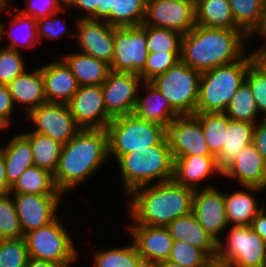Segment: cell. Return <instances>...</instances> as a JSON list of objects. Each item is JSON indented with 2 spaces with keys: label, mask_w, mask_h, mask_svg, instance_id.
<instances>
[{
  "label": "cell",
  "mask_w": 266,
  "mask_h": 267,
  "mask_svg": "<svg viewBox=\"0 0 266 267\" xmlns=\"http://www.w3.org/2000/svg\"><path fill=\"white\" fill-rule=\"evenodd\" d=\"M246 41L240 29L195 25L182 36L181 61L203 73L240 60L247 52Z\"/></svg>",
  "instance_id": "1"
},
{
  "label": "cell",
  "mask_w": 266,
  "mask_h": 267,
  "mask_svg": "<svg viewBox=\"0 0 266 267\" xmlns=\"http://www.w3.org/2000/svg\"><path fill=\"white\" fill-rule=\"evenodd\" d=\"M108 158L106 129H81L62 146L58 166L53 174L56 187L63 195L74 190L96 173Z\"/></svg>",
  "instance_id": "2"
},
{
  "label": "cell",
  "mask_w": 266,
  "mask_h": 267,
  "mask_svg": "<svg viewBox=\"0 0 266 267\" xmlns=\"http://www.w3.org/2000/svg\"><path fill=\"white\" fill-rule=\"evenodd\" d=\"M194 189L174 180L144 185L134 189L127 198L133 224L166 227L174 219L192 212Z\"/></svg>",
  "instance_id": "3"
},
{
  "label": "cell",
  "mask_w": 266,
  "mask_h": 267,
  "mask_svg": "<svg viewBox=\"0 0 266 267\" xmlns=\"http://www.w3.org/2000/svg\"><path fill=\"white\" fill-rule=\"evenodd\" d=\"M117 163L126 196L138 187L173 180L174 160L167 136L159 144L149 146V149L121 156Z\"/></svg>",
  "instance_id": "4"
},
{
  "label": "cell",
  "mask_w": 266,
  "mask_h": 267,
  "mask_svg": "<svg viewBox=\"0 0 266 267\" xmlns=\"http://www.w3.org/2000/svg\"><path fill=\"white\" fill-rule=\"evenodd\" d=\"M254 60L253 53H246L240 60L201 73L195 113L224 112L245 82L247 69Z\"/></svg>",
  "instance_id": "5"
},
{
  "label": "cell",
  "mask_w": 266,
  "mask_h": 267,
  "mask_svg": "<svg viewBox=\"0 0 266 267\" xmlns=\"http://www.w3.org/2000/svg\"><path fill=\"white\" fill-rule=\"evenodd\" d=\"M109 157L116 161L136 150L149 149L159 144L167 134V128L138 118L134 113L112 118L107 125Z\"/></svg>",
  "instance_id": "6"
},
{
  "label": "cell",
  "mask_w": 266,
  "mask_h": 267,
  "mask_svg": "<svg viewBox=\"0 0 266 267\" xmlns=\"http://www.w3.org/2000/svg\"><path fill=\"white\" fill-rule=\"evenodd\" d=\"M59 220L56 217L51 223L25 233L23 238L29 257L69 267L78 260V250Z\"/></svg>",
  "instance_id": "7"
},
{
  "label": "cell",
  "mask_w": 266,
  "mask_h": 267,
  "mask_svg": "<svg viewBox=\"0 0 266 267\" xmlns=\"http://www.w3.org/2000/svg\"><path fill=\"white\" fill-rule=\"evenodd\" d=\"M201 73L181 60L164 74L150 82L167 98L171 106L182 115H194L198 101Z\"/></svg>",
  "instance_id": "8"
},
{
  "label": "cell",
  "mask_w": 266,
  "mask_h": 267,
  "mask_svg": "<svg viewBox=\"0 0 266 267\" xmlns=\"http://www.w3.org/2000/svg\"><path fill=\"white\" fill-rule=\"evenodd\" d=\"M217 243L215 260L218 262L230 267L266 266V242L250 225H232L226 242L219 240Z\"/></svg>",
  "instance_id": "9"
},
{
  "label": "cell",
  "mask_w": 266,
  "mask_h": 267,
  "mask_svg": "<svg viewBox=\"0 0 266 267\" xmlns=\"http://www.w3.org/2000/svg\"><path fill=\"white\" fill-rule=\"evenodd\" d=\"M146 25L114 26V57L110 69L139 75L148 57Z\"/></svg>",
  "instance_id": "10"
},
{
  "label": "cell",
  "mask_w": 266,
  "mask_h": 267,
  "mask_svg": "<svg viewBox=\"0 0 266 267\" xmlns=\"http://www.w3.org/2000/svg\"><path fill=\"white\" fill-rule=\"evenodd\" d=\"M142 25L187 34L195 25V3L191 0H147Z\"/></svg>",
  "instance_id": "11"
},
{
  "label": "cell",
  "mask_w": 266,
  "mask_h": 267,
  "mask_svg": "<svg viewBox=\"0 0 266 267\" xmlns=\"http://www.w3.org/2000/svg\"><path fill=\"white\" fill-rule=\"evenodd\" d=\"M26 116L36 127L32 132L46 135L62 145L81 130L68 104L47 102L32 109Z\"/></svg>",
  "instance_id": "12"
},
{
  "label": "cell",
  "mask_w": 266,
  "mask_h": 267,
  "mask_svg": "<svg viewBox=\"0 0 266 267\" xmlns=\"http://www.w3.org/2000/svg\"><path fill=\"white\" fill-rule=\"evenodd\" d=\"M140 75L133 73L110 71L102 86L107 115L112 119L134 113Z\"/></svg>",
  "instance_id": "13"
},
{
  "label": "cell",
  "mask_w": 266,
  "mask_h": 267,
  "mask_svg": "<svg viewBox=\"0 0 266 267\" xmlns=\"http://www.w3.org/2000/svg\"><path fill=\"white\" fill-rule=\"evenodd\" d=\"M173 160L190 155L214 156L210 153L200 121L194 115L175 118L167 127Z\"/></svg>",
  "instance_id": "14"
},
{
  "label": "cell",
  "mask_w": 266,
  "mask_h": 267,
  "mask_svg": "<svg viewBox=\"0 0 266 267\" xmlns=\"http://www.w3.org/2000/svg\"><path fill=\"white\" fill-rule=\"evenodd\" d=\"M75 24L77 32H69L68 35L73 39L77 37L79 50L111 64L114 57V26L89 18L77 19Z\"/></svg>",
  "instance_id": "15"
},
{
  "label": "cell",
  "mask_w": 266,
  "mask_h": 267,
  "mask_svg": "<svg viewBox=\"0 0 266 267\" xmlns=\"http://www.w3.org/2000/svg\"><path fill=\"white\" fill-rule=\"evenodd\" d=\"M23 232L28 233L51 223L57 216L63 195L11 193Z\"/></svg>",
  "instance_id": "16"
},
{
  "label": "cell",
  "mask_w": 266,
  "mask_h": 267,
  "mask_svg": "<svg viewBox=\"0 0 266 267\" xmlns=\"http://www.w3.org/2000/svg\"><path fill=\"white\" fill-rule=\"evenodd\" d=\"M68 106L81 129H106L111 121L106 112L101 85L79 86Z\"/></svg>",
  "instance_id": "17"
},
{
  "label": "cell",
  "mask_w": 266,
  "mask_h": 267,
  "mask_svg": "<svg viewBox=\"0 0 266 267\" xmlns=\"http://www.w3.org/2000/svg\"><path fill=\"white\" fill-rule=\"evenodd\" d=\"M217 186L207 184L205 188L194 191L192 213L205 231L217 242L218 236L228 228L224 193Z\"/></svg>",
  "instance_id": "18"
},
{
  "label": "cell",
  "mask_w": 266,
  "mask_h": 267,
  "mask_svg": "<svg viewBox=\"0 0 266 267\" xmlns=\"http://www.w3.org/2000/svg\"><path fill=\"white\" fill-rule=\"evenodd\" d=\"M222 177L236 180L241 187L266 189V160L253 143L245 146L233 162L222 172Z\"/></svg>",
  "instance_id": "19"
},
{
  "label": "cell",
  "mask_w": 266,
  "mask_h": 267,
  "mask_svg": "<svg viewBox=\"0 0 266 267\" xmlns=\"http://www.w3.org/2000/svg\"><path fill=\"white\" fill-rule=\"evenodd\" d=\"M128 230L142 258L156 262L168 260L174 239L167 227L131 223Z\"/></svg>",
  "instance_id": "20"
},
{
  "label": "cell",
  "mask_w": 266,
  "mask_h": 267,
  "mask_svg": "<svg viewBox=\"0 0 266 267\" xmlns=\"http://www.w3.org/2000/svg\"><path fill=\"white\" fill-rule=\"evenodd\" d=\"M47 102L68 104L78 90V83L63 60L41 66Z\"/></svg>",
  "instance_id": "21"
},
{
  "label": "cell",
  "mask_w": 266,
  "mask_h": 267,
  "mask_svg": "<svg viewBox=\"0 0 266 267\" xmlns=\"http://www.w3.org/2000/svg\"><path fill=\"white\" fill-rule=\"evenodd\" d=\"M212 174L222 177L215 156L190 155L174 160L173 180L179 185L197 190L200 183Z\"/></svg>",
  "instance_id": "22"
},
{
  "label": "cell",
  "mask_w": 266,
  "mask_h": 267,
  "mask_svg": "<svg viewBox=\"0 0 266 267\" xmlns=\"http://www.w3.org/2000/svg\"><path fill=\"white\" fill-rule=\"evenodd\" d=\"M142 84L148 95L141 97L138 94L134 114L140 119L167 128L175 118L181 115L150 81H143Z\"/></svg>",
  "instance_id": "23"
},
{
  "label": "cell",
  "mask_w": 266,
  "mask_h": 267,
  "mask_svg": "<svg viewBox=\"0 0 266 267\" xmlns=\"http://www.w3.org/2000/svg\"><path fill=\"white\" fill-rule=\"evenodd\" d=\"M171 237L203 250L212 260L217 256V241L196 220L193 213L174 219L167 226Z\"/></svg>",
  "instance_id": "24"
},
{
  "label": "cell",
  "mask_w": 266,
  "mask_h": 267,
  "mask_svg": "<svg viewBox=\"0 0 266 267\" xmlns=\"http://www.w3.org/2000/svg\"><path fill=\"white\" fill-rule=\"evenodd\" d=\"M27 69L8 85L13 102L23 105L26 114L34 108L47 103L41 67L31 72Z\"/></svg>",
  "instance_id": "25"
},
{
  "label": "cell",
  "mask_w": 266,
  "mask_h": 267,
  "mask_svg": "<svg viewBox=\"0 0 266 267\" xmlns=\"http://www.w3.org/2000/svg\"><path fill=\"white\" fill-rule=\"evenodd\" d=\"M243 188L245 190H238L231 195L224 193L226 219L229 226L232 223L233 226L250 225L253 218L265 207H258L257 199L251 195L253 192L263 191V188L255 186H243Z\"/></svg>",
  "instance_id": "26"
},
{
  "label": "cell",
  "mask_w": 266,
  "mask_h": 267,
  "mask_svg": "<svg viewBox=\"0 0 266 267\" xmlns=\"http://www.w3.org/2000/svg\"><path fill=\"white\" fill-rule=\"evenodd\" d=\"M62 60L70 68L79 86L102 85L111 71L110 64L83 52L64 55Z\"/></svg>",
  "instance_id": "27"
},
{
  "label": "cell",
  "mask_w": 266,
  "mask_h": 267,
  "mask_svg": "<svg viewBox=\"0 0 266 267\" xmlns=\"http://www.w3.org/2000/svg\"><path fill=\"white\" fill-rule=\"evenodd\" d=\"M255 123L229 120L222 149L216 156L217 167L223 172L236 155L252 143Z\"/></svg>",
  "instance_id": "28"
},
{
  "label": "cell",
  "mask_w": 266,
  "mask_h": 267,
  "mask_svg": "<svg viewBox=\"0 0 266 267\" xmlns=\"http://www.w3.org/2000/svg\"><path fill=\"white\" fill-rule=\"evenodd\" d=\"M0 153L5 159V172L10 186L27 168L34 166L31 144L21 133L13 136L5 147H1Z\"/></svg>",
  "instance_id": "29"
},
{
  "label": "cell",
  "mask_w": 266,
  "mask_h": 267,
  "mask_svg": "<svg viewBox=\"0 0 266 267\" xmlns=\"http://www.w3.org/2000/svg\"><path fill=\"white\" fill-rule=\"evenodd\" d=\"M195 22L210 28L239 29L228 0H198L195 3Z\"/></svg>",
  "instance_id": "30"
},
{
  "label": "cell",
  "mask_w": 266,
  "mask_h": 267,
  "mask_svg": "<svg viewBox=\"0 0 266 267\" xmlns=\"http://www.w3.org/2000/svg\"><path fill=\"white\" fill-rule=\"evenodd\" d=\"M11 193L63 195L56 187L53 174L32 166L27 168L11 186Z\"/></svg>",
  "instance_id": "31"
},
{
  "label": "cell",
  "mask_w": 266,
  "mask_h": 267,
  "mask_svg": "<svg viewBox=\"0 0 266 267\" xmlns=\"http://www.w3.org/2000/svg\"><path fill=\"white\" fill-rule=\"evenodd\" d=\"M18 10L19 9H17L18 13H16L15 16H11L12 21L10 20L9 32H5L8 30L5 29L4 27L5 24L0 22V42L3 36L7 35L8 33L7 37H10L11 41L8 46L6 45L4 47L20 52L21 48H19L18 46H21L22 48L24 47L26 49L32 48L37 46V44H39V40L37 36V20L34 19L32 16L24 15L22 12ZM22 30H23L22 33L23 35L20 33L22 32ZM18 31L21 35L18 33Z\"/></svg>",
  "instance_id": "32"
},
{
  "label": "cell",
  "mask_w": 266,
  "mask_h": 267,
  "mask_svg": "<svg viewBox=\"0 0 266 267\" xmlns=\"http://www.w3.org/2000/svg\"><path fill=\"white\" fill-rule=\"evenodd\" d=\"M21 134L31 144L34 166L48 170L54 174L58 166L63 145L46 135L32 131Z\"/></svg>",
  "instance_id": "33"
},
{
  "label": "cell",
  "mask_w": 266,
  "mask_h": 267,
  "mask_svg": "<svg viewBox=\"0 0 266 267\" xmlns=\"http://www.w3.org/2000/svg\"><path fill=\"white\" fill-rule=\"evenodd\" d=\"M194 116L200 121L210 153L216 157L222 149L230 119L224 112L195 113Z\"/></svg>",
  "instance_id": "34"
},
{
  "label": "cell",
  "mask_w": 266,
  "mask_h": 267,
  "mask_svg": "<svg viewBox=\"0 0 266 267\" xmlns=\"http://www.w3.org/2000/svg\"><path fill=\"white\" fill-rule=\"evenodd\" d=\"M224 113L230 120L256 123L259 114L249 85L244 82L231 98Z\"/></svg>",
  "instance_id": "35"
},
{
  "label": "cell",
  "mask_w": 266,
  "mask_h": 267,
  "mask_svg": "<svg viewBox=\"0 0 266 267\" xmlns=\"http://www.w3.org/2000/svg\"><path fill=\"white\" fill-rule=\"evenodd\" d=\"M147 0H115L111 10V25L115 27L141 26Z\"/></svg>",
  "instance_id": "36"
},
{
  "label": "cell",
  "mask_w": 266,
  "mask_h": 267,
  "mask_svg": "<svg viewBox=\"0 0 266 267\" xmlns=\"http://www.w3.org/2000/svg\"><path fill=\"white\" fill-rule=\"evenodd\" d=\"M141 258L135 244L94 253V267H136Z\"/></svg>",
  "instance_id": "37"
},
{
  "label": "cell",
  "mask_w": 266,
  "mask_h": 267,
  "mask_svg": "<svg viewBox=\"0 0 266 267\" xmlns=\"http://www.w3.org/2000/svg\"><path fill=\"white\" fill-rule=\"evenodd\" d=\"M235 25L248 35L258 24L264 0H228Z\"/></svg>",
  "instance_id": "38"
},
{
  "label": "cell",
  "mask_w": 266,
  "mask_h": 267,
  "mask_svg": "<svg viewBox=\"0 0 266 267\" xmlns=\"http://www.w3.org/2000/svg\"><path fill=\"white\" fill-rule=\"evenodd\" d=\"M182 36L173 30L146 25V45L149 53L181 52Z\"/></svg>",
  "instance_id": "39"
},
{
  "label": "cell",
  "mask_w": 266,
  "mask_h": 267,
  "mask_svg": "<svg viewBox=\"0 0 266 267\" xmlns=\"http://www.w3.org/2000/svg\"><path fill=\"white\" fill-rule=\"evenodd\" d=\"M168 260L182 267H205L212 261L203 250L177 240L173 242Z\"/></svg>",
  "instance_id": "40"
},
{
  "label": "cell",
  "mask_w": 266,
  "mask_h": 267,
  "mask_svg": "<svg viewBox=\"0 0 266 267\" xmlns=\"http://www.w3.org/2000/svg\"><path fill=\"white\" fill-rule=\"evenodd\" d=\"M23 238L11 194L0 197V239Z\"/></svg>",
  "instance_id": "41"
},
{
  "label": "cell",
  "mask_w": 266,
  "mask_h": 267,
  "mask_svg": "<svg viewBox=\"0 0 266 267\" xmlns=\"http://www.w3.org/2000/svg\"><path fill=\"white\" fill-rule=\"evenodd\" d=\"M28 259L24 238L0 239V267H26Z\"/></svg>",
  "instance_id": "42"
},
{
  "label": "cell",
  "mask_w": 266,
  "mask_h": 267,
  "mask_svg": "<svg viewBox=\"0 0 266 267\" xmlns=\"http://www.w3.org/2000/svg\"><path fill=\"white\" fill-rule=\"evenodd\" d=\"M181 60V52L149 53L144 70L139 74L142 81H151L164 74Z\"/></svg>",
  "instance_id": "43"
},
{
  "label": "cell",
  "mask_w": 266,
  "mask_h": 267,
  "mask_svg": "<svg viewBox=\"0 0 266 267\" xmlns=\"http://www.w3.org/2000/svg\"><path fill=\"white\" fill-rule=\"evenodd\" d=\"M22 54L21 51L6 47L0 48V84L8 85L25 71L26 66Z\"/></svg>",
  "instance_id": "44"
},
{
  "label": "cell",
  "mask_w": 266,
  "mask_h": 267,
  "mask_svg": "<svg viewBox=\"0 0 266 267\" xmlns=\"http://www.w3.org/2000/svg\"><path fill=\"white\" fill-rule=\"evenodd\" d=\"M245 82L252 91L258 111L266 117V71L255 60L247 69Z\"/></svg>",
  "instance_id": "45"
},
{
  "label": "cell",
  "mask_w": 266,
  "mask_h": 267,
  "mask_svg": "<svg viewBox=\"0 0 266 267\" xmlns=\"http://www.w3.org/2000/svg\"><path fill=\"white\" fill-rule=\"evenodd\" d=\"M26 7L21 9L24 15L32 16L39 20L54 13L65 12L59 0H27Z\"/></svg>",
  "instance_id": "46"
},
{
  "label": "cell",
  "mask_w": 266,
  "mask_h": 267,
  "mask_svg": "<svg viewBox=\"0 0 266 267\" xmlns=\"http://www.w3.org/2000/svg\"><path fill=\"white\" fill-rule=\"evenodd\" d=\"M56 15L57 13H54L51 16L37 20V36L40 43L42 38L48 37L54 41L65 33L66 25L62 24V20L55 18Z\"/></svg>",
  "instance_id": "47"
},
{
  "label": "cell",
  "mask_w": 266,
  "mask_h": 267,
  "mask_svg": "<svg viewBox=\"0 0 266 267\" xmlns=\"http://www.w3.org/2000/svg\"><path fill=\"white\" fill-rule=\"evenodd\" d=\"M14 102L7 85L0 84V121L8 128L14 109Z\"/></svg>",
  "instance_id": "48"
},
{
  "label": "cell",
  "mask_w": 266,
  "mask_h": 267,
  "mask_svg": "<svg viewBox=\"0 0 266 267\" xmlns=\"http://www.w3.org/2000/svg\"><path fill=\"white\" fill-rule=\"evenodd\" d=\"M256 124L257 123H255L253 130L252 143L266 160V117H263L261 122L259 121V123Z\"/></svg>",
  "instance_id": "49"
},
{
  "label": "cell",
  "mask_w": 266,
  "mask_h": 267,
  "mask_svg": "<svg viewBox=\"0 0 266 267\" xmlns=\"http://www.w3.org/2000/svg\"><path fill=\"white\" fill-rule=\"evenodd\" d=\"M114 1L98 0L96 12L90 19L106 21L111 25V10L114 8Z\"/></svg>",
  "instance_id": "50"
},
{
  "label": "cell",
  "mask_w": 266,
  "mask_h": 267,
  "mask_svg": "<svg viewBox=\"0 0 266 267\" xmlns=\"http://www.w3.org/2000/svg\"><path fill=\"white\" fill-rule=\"evenodd\" d=\"M250 227L266 242V212L263 208L252 220Z\"/></svg>",
  "instance_id": "51"
},
{
  "label": "cell",
  "mask_w": 266,
  "mask_h": 267,
  "mask_svg": "<svg viewBox=\"0 0 266 267\" xmlns=\"http://www.w3.org/2000/svg\"><path fill=\"white\" fill-rule=\"evenodd\" d=\"M5 169V159L0 153V197L11 194V186L7 182Z\"/></svg>",
  "instance_id": "52"
},
{
  "label": "cell",
  "mask_w": 266,
  "mask_h": 267,
  "mask_svg": "<svg viewBox=\"0 0 266 267\" xmlns=\"http://www.w3.org/2000/svg\"><path fill=\"white\" fill-rule=\"evenodd\" d=\"M97 4H98V0H79L73 7H78L79 9H82L83 11L85 10L86 14L82 15L80 17H78V19H82V18H91L97 9Z\"/></svg>",
  "instance_id": "53"
},
{
  "label": "cell",
  "mask_w": 266,
  "mask_h": 267,
  "mask_svg": "<svg viewBox=\"0 0 266 267\" xmlns=\"http://www.w3.org/2000/svg\"><path fill=\"white\" fill-rule=\"evenodd\" d=\"M26 267H63V266L50 261L38 260L29 257L28 262L26 263Z\"/></svg>",
  "instance_id": "54"
},
{
  "label": "cell",
  "mask_w": 266,
  "mask_h": 267,
  "mask_svg": "<svg viewBox=\"0 0 266 267\" xmlns=\"http://www.w3.org/2000/svg\"><path fill=\"white\" fill-rule=\"evenodd\" d=\"M260 35L264 39V43H266V24H257L254 29L247 35V41H249L250 37H253V35ZM260 48H266V44L261 46Z\"/></svg>",
  "instance_id": "55"
},
{
  "label": "cell",
  "mask_w": 266,
  "mask_h": 267,
  "mask_svg": "<svg viewBox=\"0 0 266 267\" xmlns=\"http://www.w3.org/2000/svg\"><path fill=\"white\" fill-rule=\"evenodd\" d=\"M255 61L266 71V48H258L252 52Z\"/></svg>",
  "instance_id": "56"
},
{
  "label": "cell",
  "mask_w": 266,
  "mask_h": 267,
  "mask_svg": "<svg viewBox=\"0 0 266 267\" xmlns=\"http://www.w3.org/2000/svg\"><path fill=\"white\" fill-rule=\"evenodd\" d=\"M136 267H158V262L141 257Z\"/></svg>",
  "instance_id": "57"
},
{
  "label": "cell",
  "mask_w": 266,
  "mask_h": 267,
  "mask_svg": "<svg viewBox=\"0 0 266 267\" xmlns=\"http://www.w3.org/2000/svg\"><path fill=\"white\" fill-rule=\"evenodd\" d=\"M60 4L62 6V9L66 11L67 8H73V6L79 1V0H59Z\"/></svg>",
  "instance_id": "58"
},
{
  "label": "cell",
  "mask_w": 266,
  "mask_h": 267,
  "mask_svg": "<svg viewBox=\"0 0 266 267\" xmlns=\"http://www.w3.org/2000/svg\"><path fill=\"white\" fill-rule=\"evenodd\" d=\"M258 24H266V0L263 2Z\"/></svg>",
  "instance_id": "59"
},
{
  "label": "cell",
  "mask_w": 266,
  "mask_h": 267,
  "mask_svg": "<svg viewBox=\"0 0 266 267\" xmlns=\"http://www.w3.org/2000/svg\"><path fill=\"white\" fill-rule=\"evenodd\" d=\"M158 267H182V266L179 264L173 263L169 260H165V261L158 262Z\"/></svg>",
  "instance_id": "60"
},
{
  "label": "cell",
  "mask_w": 266,
  "mask_h": 267,
  "mask_svg": "<svg viewBox=\"0 0 266 267\" xmlns=\"http://www.w3.org/2000/svg\"><path fill=\"white\" fill-rule=\"evenodd\" d=\"M205 267H229V265L225 263L218 262L216 260H212L207 266Z\"/></svg>",
  "instance_id": "61"
},
{
  "label": "cell",
  "mask_w": 266,
  "mask_h": 267,
  "mask_svg": "<svg viewBox=\"0 0 266 267\" xmlns=\"http://www.w3.org/2000/svg\"><path fill=\"white\" fill-rule=\"evenodd\" d=\"M8 6H10L9 3L0 5V13H2L3 11L5 12V10H8L7 13H8L9 15H10V14H13V13L10 11V9H8V8H10V7H8Z\"/></svg>",
  "instance_id": "62"
},
{
  "label": "cell",
  "mask_w": 266,
  "mask_h": 267,
  "mask_svg": "<svg viewBox=\"0 0 266 267\" xmlns=\"http://www.w3.org/2000/svg\"><path fill=\"white\" fill-rule=\"evenodd\" d=\"M7 128L1 121H0V131L2 132L3 130Z\"/></svg>",
  "instance_id": "63"
},
{
  "label": "cell",
  "mask_w": 266,
  "mask_h": 267,
  "mask_svg": "<svg viewBox=\"0 0 266 267\" xmlns=\"http://www.w3.org/2000/svg\"><path fill=\"white\" fill-rule=\"evenodd\" d=\"M8 0H0V5L7 4Z\"/></svg>",
  "instance_id": "64"
}]
</instances>
